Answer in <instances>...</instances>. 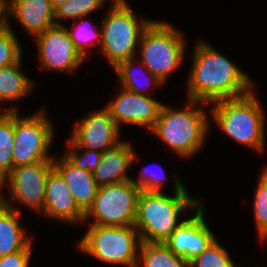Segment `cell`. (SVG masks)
Masks as SVG:
<instances>
[{
	"instance_id": "obj_24",
	"label": "cell",
	"mask_w": 267,
	"mask_h": 267,
	"mask_svg": "<svg viewBox=\"0 0 267 267\" xmlns=\"http://www.w3.org/2000/svg\"><path fill=\"white\" fill-rule=\"evenodd\" d=\"M8 20V17H4V23L0 26V68L16 64L22 59L20 43Z\"/></svg>"
},
{
	"instance_id": "obj_3",
	"label": "cell",
	"mask_w": 267,
	"mask_h": 267,
	"mask_svg": "<svg viewBox=\"0 0 267 267\" xmlns=\"http://www.w3.org/2000/svg\"><path fill=\"white\" fill-rule=\"evenodd\" d=\"M187 102V109L179 110L163 104L157 122L150 129L182 158L199 153L210 128L208 114L202 107L207 103L194 100Z\"/></svg>"
},
{
	"instance_id": "obj_17",
	"label": "cell",
	"mask_w": 267,
	"mask_h": 267,
	"mask_svg": "<svg viewBox=\"0 0 267 267\" xmlns=\"http://www.w3.org/2000/svg\"><path fill=\"white\" fill-rule=\"evenodd\" d=\"M130 142L119 141L103 153L93 177L99 186L121 183L131 180L128 169L136 161V153Z\"/></svg>"
},
{
	"instance_id": "obj_13",
	"label": "cell",
	"mask_w": 267,
	"mask_h": 267,
	"mask_svg": "<svg viewBox=\"0 0 267 267\" xmlns=\"http://www.w3.org/2000/svg\"><path fill=\"white\" fill-rule=\"evenodd\" d=\"M109 102L105 107L119 128L122 123H127V125L145 126L150 130L157 122L163 106L162 102L147 94L140 95L124 88L115 100Z\"/></svg>"
},
{
	"instance_id": "obj_36",
	"label": "cell",
	"mask_w": 267,
	"mask_h": 267,
	"mask_svg": "<svg viewBox=\"0 0 267 267\" xmlns=\"http://www.w3.org/2000/svg\"><path fill=\"white\" fill-rule=\"evenodd\" d=\"M263 171L267 174V167L265 169H263Z\"/></svg>"
},
{
	"instance_id": "obj_4",
	"label": "cell",
	"mask_w": 267,
	"mask_h": 267,
	"mask_svg": "<svg viewBox=\"0 0 267 267\" xmlns=\"http://www.w3.org/2000/svg\"><path fill=\"white\" fill-rule=\"evenodd\" d=\"M254 90L239 98L213 102L212 119L239 144L258 152L265 150V116Z\"/></svg>"
},
{
	"instance_id": "obj_6",
	"label": "cell",
	"mask_w": 267,
	"mask_h": 267,
	"mask_svg": "<svg viewBox=\"0 0 267 267\" xmlns=\"http://www.w3.org/2000/svg\"><path fill=\"white\" fill-rule=\"evenodd\" d=\"M140 243L139 233L134 225H89L78 246L81 251L102 262L136 267Z\"/></svg>"
},
{
	"instance_id": "obj_2",
	"label": "cell",
	"mask_w": 267,
	"mask_h": 267,
	"mask_svg": "<svg viewBox=\"0 0 267 267\" xmlns=\"http://www.w3.org/2000/svg\"><path fill=\"white\" fill-rule=\"evenodd\" d=\"M174 182V196L162 191L140 192L134 226L141 242L164 243L183 222L179 219L180 213L187 208L193 211L201 204V199L189 196L181 180L177 178Z\"/></svg>"
},
{
	"instance_id": "obj_21",
	"label": "cell",
	"mask_w": 267,
	"mask_h": 267,
	"mask_svg": "<svg viewBox=\"0 0 267 267\" xmlns=\"http://www.w3.org/2000/svg\"><path fill=\"white\" fill-rule=\"evenodd\" d=\"M138 253L136 267H190V263L174 254L164 243L141 242Z\"/></svg>"
},
{
	"instance_id": "obj_27",
	"label": "cell",
	"mask_w": 267,
	"mask_h": 267,
	"mask_svg": "<svg viewBox=\"0 0 267 267\" xmlns=\"http://www.w3.org/2000/svg\"><path fill=\"white\" fill-rule=\"evenodd\" d=\"M260 174L253 200V211L258 237L265 242L267 240V174L264 171Z\"/></svg>"
},
{
	"instance_id": "obj_5",
	"label": "cell",
	"mask_w": 267,
	"mask_h": 267,
	"mask_svg": "<svg viewBox=\"0 0 267 267\" xmlns=\"http://www.w3.org/2000/svg\"><path fill=\"white\" fill-rule=\"evenodd\" d=\"M112 6L102 19L99 51L115 68L120 62L137 56L138 41L153 20L136 17L128 2Z\"/></svg>"
},
{
	"instance_id": "obj_35",
	"label": "cell",
	"mask_w": 267,
	"mask_h": 267,
	"mask_svg": "<svg viewBox=\"0 0 267 267\" xmlns=\"http://www.w3.org/2000/svg\"><path fill=\"white\" fill-rule=\"evenodd\" d=\"M112 1H113L112 3L113 5H121V4H125L128 2L127 0H112Z\"/></svg>"
},
{
	"instance_id": "obj_8",
	"label": "cell",
	"mask_w": 267,
	"mask_h": 267,
	"mask_svg": "<svg viewBox=\"0 0 267 267\" xmlns=\"http://www.w3.org/2000/svg\"><path fill=\"white\" fill-rule=\"evenodd\" d=\"M53 130L52 121L43 110L26 117H20L18 111H14L13 168L53 161L55 157L48 154L54 137Z\"/></svg>"
},
{
	"instance_id": "obj_7",
	"label": "cell",
	"mask_w": 267,
	"mask_h": 267,
	"mask_svg": "<svg viewBox=\"0 0 267 267\" xmlns=\"http://www.w3.org/2000/svg\"><path fill=\"white\" fill-rule=\"evenodd\" d=\"M181 31L161 21H152L139 43L141 63L163 82L181 65L185 43Z\"/></svg>"
},
{
	"instance_id": "obj_33",
	"label": "cell",
	"mask_w": 267,
	"mask_h": 267,
	"mask_svg": "<svg viewBox=\"0 0 267 267\" xmlns=\"http://www.w3.org/2000/svg\"><path fill=\"white\" fill-rule=\"evenodd\" d=\"M7 111H18V110H17V106H15V105L12 106V105H11V106H9V108L7 107L5 111L3 110L2 112H0V118H1Z\"/></svg>"
},
{
	"instance_id": "obj_31",
	"label": "cell",
	"mask_w": 267,
	"mask_h": 267,
	"mask_svg": "<svg viewBox=\"0 0 267 267\" xmlns=\"http://www.w3.org/2000/svg\"><path fill=\"white\" fill-rule=\"evenodd\" d=\"M32 243L22 251L0 257V267H29Z\"/></svg>"
},
{
	"instance_id": "obj_32",
	"label": "cell",
	"mask_w": 267,
	"mask_h": 267,
	"mask_svg": "<svg viewBox=\"0 0 267 267\" xmlns=\"http://www.w3.org/2000/svg\"><path fill=\"white\" fill-rule=\"evenodd\" d=\"M66 0H51L52 6L56 9L58 6L63 4Z\"/></svg>"
},
{
	"instance_id": "obj_28",
	"label": "cell",
	"mask_w": 267,
	"mask_h": 267,
	"mask_svg": "<svg viewBox=\"0 0 267 267\" xmlns=\"http://www.w3.org/2000/svg\"><path fill=\"white\" fill-rule=\"evenodd\" d=\"M217 240L192 260L190 267H236L227 250Z\"/></svg>"
},
{
	"instance_id": "obj_19",
	"label": "cell",
	"mask_w": 267,
	"mask_h": 267,
	"mask_svg": "<svg viewBox=\"0 0 267 267\" xmlns=\"http://www.w3.org/2000/svg\"><path fill=\"white\" fill-rule=\"evenodd\" d=\"M0 192V257L26 249L32 242L20 226L21 211Z\"/></svg>"
},
{
	"instance_id": "obj_18",
	"label": "cell",
	"mask_w": 267,
	"mask_h": 267,
	"mask_svg": "<svg viewBox=\"0 0 267 267\" xmlns=\"http://www.w3.org/2000/svg\"><path fill=\"white\" fill-rule=\"evenodd\" d=\"M53 167L62 175L78 207L86 213L99 189L93 172L77 168L64 155L60 160H53Z\"/></svg>"
},
{
	"instance_id": "obj_29",
	"label": "cell",
	"mask_w": 267,
	"mask_h": 267,
	"mask_svg": "<svg viewBox=\"0 0 267 267\" xmlns=\"http://www.w3.org/2000/svg\"><path fill=\"white\" fill-rule=\"evenodd\" d=\"M70 150L64 154V156L77 168L81 170L93 172L102 157V152L87 149V148H77V146L69 139L67 141ZM82 149V153H78L77 150Z\"/></svg>"
},
{
	"instance_id": "obj_26",
	"label": "cell",
	"mask_w": 267,
	"mask_h": 267,
	"mask_svg": "<svg viewBox=\"0 0 267 267\" xmlns=\"http://www.w3.org/2000/svg\"><path fill=\"white\" fill-rule=\"evenodd\" d=\"M105 0H66L55 9V24L62 25L61 19L77 20L103 8ZM59 21V22H58Z\"/></svg>"
},
{
	"instance_id": "obj_30",
	"label": "cell",
	"mask_w": 267,
	"mask_h": 267,
	"mask_svg": "<svg viewBox=\"0 0 267 267\" xmlns=\"http://www.w3.org/2000/svg\"><path fill=\"white\" fill-rule=\"evenodd\" d=\"M152 169H147L146 167L140 172L138 180L131 179V181L141 190V191H157L161 192L163 185L167 176L162 173L158 175L153 171L149 172ZM162 170V167H161ZM160 170V171H161Z\"/></svg>"
},
{
	"instance_id": "obj_15",
	"label": "cell",
	"mask_w": 267,
	"mask_h": 267,
	"mask_svg": "<svg viewBox=\"0 0 267 267\" xmlns=\"http://www.w3.org/2000/svg\"><path fill=\"white\" fill-rule=\"evenodd\" d=\"M42 212L68 223H84L85 213L76 204L62 175L53 167L47 175Z\"/></svg>"
},
{
	"instance_id": "obj_25",
	"label": "cell",
	"mask_w": 267,
	"mask_h": 267,
	"mask_svg": "<svg viewBox=\"0 0 267 267\" xmlns=\"http://www.w3.org/2000/svg\"><path fill=\"white\" fill-rule=\"evenodd\" d=\"M85 17H80L79 20L81 22L78 24L76 22L73 23V27L71 30L67 28V32L74 43L75 48L78 50V52L85 58L88 57V48L89 46L101 45V28L96 30L92 25V23L89 25V23L85 20H83ZM76 23V25H75ZM87 24V25H86ZM89 25V26H88ZM95 41V43H94ZM92 42V43H91Z\"/></svg>"
},
{
	"instance_id": "obj_11",
	"label": "cell",
	"mask_w": 267,
	"mask_h": 267,
	"mask_svg": "<svg viewBox=\"0 0 267 267\" xmlns=\"http://www.w3.org/2000/svg\"><path fill=\"white\" fill-rule=\"evenodd\" d=\"M34 39L43 69L73 72L86 60L75 48L64 24L47 28Z\"/></svg>"
},
{
	"instance_id": "obj_23",
	"label": "cell",
	"mask_w": 267,
	"mask_h": 267,
	"mask_svg": "<svg viewBox=\"0 0 267 267\" xmlns=\"http://www.w3.org/2000/svg\"><path fill=\"white\" fill-rule=\"evenodd\" d=\"M14 111L0 118V181L13 170Z\"/></svg>"
},
{
	"instance_id": "obj_12",
	"label": "cell",
	"mask_w": 267,
	"mask_h": 267,
	"mask_svg": "<svg viewBox=\"0 0 267 267\" xmlns=\"http://www.w3.org/2000/svg\"><path fill=\"white\" fill-rule=\"evenodd\" d=\"M202 203L195 209L192 218L183 222L164 241V244L176 255L188 263L205 251L217 238L205 222Z\"/></svg>"
},
{
	"instance_id": "obj_9",
	"label": "cell",
	"mask_w": 267,
	"mask_h": 267,
	"mask_svg": "<svg viewBox=\"0 0 267 267\" xmlns=\"http://www.w3.org/2000/svg\"><path fill=\"white\" fill-rule=\"evenodd\" d=\"M141 190L131 181L99 186L92 206L85 213L84 221L91 216L90 225H134L137 202Z\"/></svg>"
},
{
	"instance_id": "obj_20",
	"label": "cell",
	"mask_w": 267,
	"mask_h": 267,
	"mask_svg": "<svg viewBox=\"0 0 267 267\" xmlns=\"http://www.w3.org/2000/svg\"><path fill=\"white\" fill-rule=\"evenodd\" d=\"M21 60L0 68V103L19 101L33 90L35 83L20 71Z\"/></svg>"
},
{
	"instance_id": "obj_1",
	"label": "cell",
	"mask_w": 267,
	"mask_h": 267,
	"mask_svg": "<svg viewBox=\"0 0 267 267\" xmlns=\"http://www.w3.org/2000/svg\"><path fill=\"white\" fill-rule=\"evenodd\" d=\"M192 58L187 81L188 100L212 104L218 100L239 98L253 91L255 84L251 78L210 44L197 41Z\"/></svg>"
},
{
	"instance_id": "obj_16",
	"label": "cell",
	"mask_w": 267,
	"mask_h": 267,
	"mask_svg": "<svg viewBox=\"0 0 267 267\" xmlns=\"http://www.w3.org/2000/svg\"><path fill=\"white\" fill-rule=\"evenodd\" d=\"M2 6L4 17L14 16L31 36L56 25L51 0H3Z\"/></svg>"
},
{
	"instance_id": "obj_34",
	"label": "cell",
	"mask_w": 267,
	"mask_h": 267,
	"mask_svg": "<svg viewBox=\"0 0 267 267\" xmlns=\"http://www.w3.org/2000/svg\"><path fill=\"white\" fill-rule=\"evenodd\" d=\"M4 23L3 6L0 4V26Z\"/></svg>"
},
{
	"instance_id": "obj_22",
	"label": "cell",
	"mask_w": 267,
	"mask_h": 267,
	"mask_svg": "<svg viewBox=\"0 0 267 267\" xmlns=\"http://www.w3.org/2000/svg\"><path fill=\"white\" fill-rule=\"evenodd\" d=\"M135 57L130 58L128 60H124L122 62H120L114 69V71L116 72L118 79L120 80L121 86L122 88L133 92V93H137L140 95H145L144 93L147 92L145 88H143V86L141 84H139L140 80L138 81V76L137 75V71H136V67L134 66V64L136 63L135 61ZM140 67L139 69H144L145 72L143 71L144 77H145V81H143L144 83H147L149 85H153L154 86H161L164 84V82L159 79L156 75L152 74L140 61V63L138 64ZM135 67V68H134ZM135 69V70H134ZM136 72V73H135ZM142 79V80H143ZM142 82V81H141ZM143 84V83H142Z\"/></svg>"
},
{
	"instance_id": "obj_14",
	"label": "cell",
	"mask_w": 267,
	"mask_h": 267,
	"mask_svg": "<svg viewBox=\"0 0 267 267\" xmlns=\"http://www.w3.org/2000/svg\"><path fill=\"white\" fill-rule=\"evenodd\" d=\"M70 140L77 148H87L104 152L119 140L120 128L105 107L77 122Z\"/></svg>"
},
{
	"instance_id": "obj_10",
	"label": "cell",
	"mask_w": 267,
	"mask_h": 267,
	"mask_svg": "<svg viewBox=\"0 0 267 267\" xmlns=\"http://www.w3.org/2000/svg\"><path fill=\"white\" fill-rule=\"evenodd\" d=\"M53 168V161H40L14 167L1 181L0 188L9 184L10 198L30 209L42 212L47 175Z\"/></svg>"
}]
</instances>
